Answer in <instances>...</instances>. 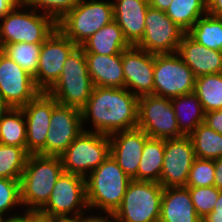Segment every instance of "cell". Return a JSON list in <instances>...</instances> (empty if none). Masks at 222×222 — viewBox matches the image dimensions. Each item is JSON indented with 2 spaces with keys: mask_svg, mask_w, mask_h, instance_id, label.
Instances as JSON below:
<instances>
[{
  "mask_svg": "<svg viewBox=\"0 0 222 222\" xmlns=\"http://www.w3.org/2000/svg\"><path fill=\"white\" fill-rule=\"evenodd\" d=\"M81 112L84 123L91 118L96 133L110 135L134 129L138 124V97L125 87L94 86Z\"/></svg>",
  "mask_w": 222,
  "mask_h": 222,
  "instance_id": "1",
  "label": "cell"
},
{
  "mask_svg": "<svg viewBox=\"0 0 222 222\" xmlns=\"http://www.w3.org/2000/svg\"><path fill=\"white\" fill-rule=\"evenodd\" d=\"M89 177H86V200L89 209L99 208L114 213L121 205L132 180L109 155Z\"/></svg>",
  "mask_w": 222,
  "mask_h": 222,
  "instance_id": "2",
  "label": "cell"
},
{
  "mask_svg": "<svg viewBox=\"0 0 222 222\" xmlns=\"http://www.w3.org/2000/svg\"><path fill=\"white\" fill-rule=\"evenodd\" d=\"M63 171L61 157L29 154L20 179L22 205L41 209Z\"/></svg>",
  "mask_w": 222,
  "mask_h": 222,
  "instance_id": "3",
  "label": "cell"
},
{
  "mask_svg": "<svg viewBox=\"0 0 222 222\" xmlns=\"http://www.w3.org/2000/svg\"><path fill=\"white\" fill-rule=\"evenodd\" d=\"M93 88L85 52L81 46H77L64 62L58 80L46 92L58 103L81 110L87 104Z\"/></svg>",
  "mask_w": 222,
  "mask_h": 222,
  "instance_id": "4",
  "label": "cell"
},
{
  "mask_svg": "<svg viewBox=\"0 0 222 222\" xmlns=\"http://www.w3.org/2000/svg\"><path fill=\"white\" fill-rule=\"evenodd\" d=\"M27 8L21 1L1 19L0 49L4 45L21 42L42 44L56 30L57 22L51 16L38 14L34 8L27 12Z\"/></svg>",
  "mask_w": 222,
  "mask_h": 222,
  "instance_id": "5",
  "label": "cell"
},
{
  "mask_svg": "<svg viewBox=\"0 0 222 222\" xmlns=\"http://www.w3.org/2000/svg\"><path fill=\"white\" fill-rule=\"evenodd\" d=\"M113 20L112 2L82 0L57 22V28L74 44L81 46Z\"/></svg>",
  "mask_w": 222,
  "mask_h": 222,
  "instance_id": "6",
  "label": "cell"
},
{
  "mask_svg": "<svg viewBox=\"0 0 222 222\" xmlns=\"http://www.w3.org/2000/svg\"><path fill=\"white\" fill-rule=\"evenodd\" d=\"M163 191L159 182L132 179L113 213L114 221L159 222Z\"/></svg>",
  "mask_w": 222,
  "mask_h": 222,
  "instance_id": "7",
  "label": "cell"
},
{
  "mask_svg": "<svg viewBox=\"0 0 222 222\" xmlns=\"http://www.w3.org/2000/svg\"><path fill=\"white\" fill-rule=\"evenodd\" d=\"M109 155V135L88 129L82 131L60 157L65 172L86 178Z\"/></svg>",
  "mask_w": 222,
  "mask_h": 222,
  "instance_id": "8",
  "label": "cell"
},
{
  "mask_svg": "<svg viewBox=\"0 0 222 222\" xmlns=\"http://www.w3.org/2000/svg\"><path fill=\"white\" fill-rule=\"evenodd\" d=\"M196 77L179 54H154L153 95L174 98L194 92Z\"/></svg>",
  "mask_w": 222,
  "mask_h": 222,
  "instance_id": "9",
  "label": "cell"
},
{
  "mask_svg": "<svg viewBox=\"0 0 222 222\" xmlns=\"http://www.w3.org/2000/svg\"><path fill=\"white\" fill-rule=\"evenodd\" d=\"M149 137L173 139L184 136L178 129L170 98L146 95L138 98V124Z\"/></svg>",
  "mask_w": 222,
  "mask_h": 222,
  "instance_id": "10",
  "label": "cell"
},
{
  "mask_svg": "<svg viewBox=\"0 0 222 222\" xmlns=\"http://www.w3.org/2000/svg\"><path fill=\"white\" fill-rule=\"evenodd\" d=\"M186 33L165 11L149 7L144 35L135 46L152 54L175 53Z\"/></svg>",
  "mask_w": 222,
  "mask_h": 222,
  "instance_id": "11",
  "label": "cell"
},
{
  "mask_svg": "<svg viewBox=\"0 0 222 222\" xmlns=\"http://www.w3.org/2000/svg\"><path fill=\"white\" fill-rule=\"evenodd\" d=\"M40 92L33 75L0 49V98L11 108H22Z\"/></svg>",
  "mask_w": 222,
  "mask_h": 222,
  "instance_id": "12",
  "label": "cell"
},
{
  "mask_svg": "<svg viewBox=\"0 0 222 222\" xmlns=\"http://www.w3.org/2000/svg\"><path fill=\"white\" fill-rule=\"evenodd\" d=\"M76 47L58 28L42 43L37 71L33 76L40 91H47L58 80L64 62Z\"/></svg>",
  "mask_w": 222,
  "mask_h": 222,
  "instance_id": "13",
  "label": "cell"
},
{
  "mask_svg": "<svg viewBox=\"0 0 222 222\" xmlns=\"http://www.w3.org/2000/svg\"><path fill=\"white\" fill-rule=\"evenodd\" d=\"M89 208L86 200V179L63 171L57 179L48 202L40 209L54 215L84 214Z\"/></svg>",
  "mask_w": 222,
  "mask_h": 222,
  "instance_id": "14",
  "label": "cell"
},
{
  "mask_svg": "<svg viewBox=\"0 0 222 222\" xmlns=\"http://www.w3.org/2000/svg\"><path fill=\"white\" fill-rule=\"evenodd\" d=\"M83 125L80 109L57 103L52 110L50 127L46 136L45 156L60 157L84 131Z\"/></svg>",
  "mask_w": 222,
  "mask_h": 222,
  "instance_id": "15",
  "label": "cell"
},
{
  "mask_svg": "<svg viewBox=\"0 0 222 222\" xmlns=\"http://www.w3.org/2000/svg\"><path fill=\"white\" fill-rule=\"evenodd\" d=\"M57 103L53 96L41 91L21 108L26 120V150L29 154L45 155L51 114Z\"/></svg>",
  "mask_w": 222,
  "mask_h": 222,
  "instance_id": "16",
  "label": "cell"
},
{
  "mask_svg": "<svg viewBox=\"0 0 222 222\" xmlns=\"http://www.w3.org/2000/svg\"><path fill=\"white\" fill-rule=\"evenodd\" d=\"M196 159L189 136L165 139L160 184L163 188L186 187L188 174Z\"/></svg>",
  "mask_w": 222,
  "mask_h": 222,
  "instance_id": "17",
  "label": "cell"
},
{
  "mask_svg": "<svg viewBox=\"0 0 222 222\" xmlns=\"http://www.w3.org/2000/svg\"><path fill=\"white\" fill-rule=\"evenodd\" d=\"M122 65L125 88L138 98L153 95L154 54L131 45L122 52Z\"/></svg>",
  "mask_w": 222,
  "mask_h": 222,
  "instance_id": "18",
  "label": "cell"
},
{
  "mask_svg": "<svg viewBox=\"0 0 222 222\" xmlns=\"http://www.w3.org/2000/svg\"><path fill=\"white\" fill-rule=\"evenodd\" d=\"M148 138L149 136L139 128L109 135L110 155L131 179L137 180L142 151Z\"/></svg>",
  "mask_w": 222,
  "mask_h": 222,
  "instance_id": "19",
  "label": "cell"
},
{
  "mask_svg": "<svg viewBox=\"0 0 222 222\" xmlns=\"http://www.w3.org/2000/svg\"><path fill=\"white\" fill-rule=\"evenodd\" d=\"M114 21L122 29L128 43L135 46L145 32V17L149 0H116L113 1Z\"/></svg>",
  "mask_w": 222,
  "mask_h": 222,
  "instance_id": "20",
  "label": "cell"
},
{
  "mask_svg": "<svg viewBox=\"0 0 222 222\" xmlns=\"http://www.w3.org/2000/svg\"><path fill=\"white\" fill-rule=\"evenodd\" d=\"M177 53L190 67L195 77L222 73V51L208 49L193 40L187 33L179 43Z\"/></svg>",
  "mask_w": 222,
  "mask_h": 222,
  "instance_id": "21",
  "label": "cell"
},
{
  "mask_svg": "<svg viewBox=\"0 0 222 222\" xmlns=\"http://www.w3.org/2000/svg\"><path fill=\"white\" fill-rule=\"evenodd\" d=\"M85 57L94 86L125 87L122 53L116 55L85 53Z\"/></svg>",
  "mask_w": 222,
  "mask_h": 222,
  "instance_id": "22",
  "label": "cell"
},
{
  "mask_svg": "<svg viewBox=\"0 0 222 222\" xmlns=\"http://www.w3.org/2000/svg\"><path fill=\"white\" fill-rule=\"evenodd\" d=\"M159 222H202L187 187L164 188Z\"/></svg>",
  "mask_w": 222,
  "mask_h": 222,
  "instance_id": "23",
  "label": "cell"
},
{
  "mask_svg": "<svg viewBox=\"0 0 222 222\" xmlns=\"http://www.w3.org/2000/svg\"><path fill=\"white\" fill-rule=\"evenodd\" d=\"M130 46L122 29L114 20L94 33L81 45L85 53L101 55L120 54Z\"/></svg>",
  "mask_w": 222,
  "mask_h": 222,
  "instance_id": "24",
  "label": "cell"
},
{
  "mask_svg": "<svg viewBox=\"0 0 222 222\" xmlns=\"http://www.w3.org/2000/svg\"><path fill=\"white\" fill-rule=\"evenodd\" d=\"M171 102L174 107L178 129L184 136H189L199 124L204 123L205 112L194 92L171 98Z\"/></svg>",
  "mask_w": 222,
  "mask_h": 222,
  "instance_id": "25",
  "label": "cell"
},
{
  "mask_svg": "<svg viewBox=\"0 0 222 222\" xmlns=\"http://www.w3.org/2000/svg\"><path fill=\"white\" fill-rule=\"evenodd\" d=\"M165 150V139L149 137L144 144L137 171V180L160 182Z\"/></svg>",
  "mask_w": 222,
  "mask_h": 222,
  "instance_id": "26",
  "label": "cell"
},
{
  "mask_svg": "<svg viewBox=\"0 0 222 222\" xmlns=\"http://www.w3.org/2000/svg\"><path fill=\"white\" fill-rule=\"evenodd\" d=\"M187 34L208 49L222 51V18L206 14L187 31Z\"/></svg>",
  "mask_w": 222,
  "mask_h": 222,
  "instance_id": "27",
  "label": "cell"
},
{
  "mask_svg": "<svg viewBox=\"0 0 222 222\" xmlns=\"http://www.w3.org/2000/svg\"><path fill=\"white\" fill-rule=\"evenodd\" d=\"M189 137L197 158L210 160L222 158V134L206 123L199 124Z\"/></svg>",
  "mask_w": 222,
  "mask_h": 222,
  "instance_id": "28",
  "label": "cell"
},
{
  "mask_svg": "<svg viewBox=\"0 0 222 222\" xmlns=\"http://www.w3.org/2000/svg\"><path fill=\"white\" fill-rule=\"evenodd\" d=\"M165 13L187 32L200 17L208 13L207 0H173Z\"/></svg>",
  "mask_w": 222,
  "mask_h": 222,
  "instance_id": "29",
  "label": "cell"
},
{
  "mask_svg": "<svg viewBox=\"0 0 222 222\" xmlns=\"http://www.w3.org/2000/svg\"><path fill=\"white\" fill-rule=\"evenodd\" d=\"M0 143L26 148V120L21 108H10L0 120Z\"/></svg>",
  "mask_w": 222,
  "mask_h": 222,
  "instance_id": "30",
  "label": "cell"
},
{
  "mask_svg": "<svg viewBox=\"0 0 222 222\" xmlns=\"http://www.w3.org/2000/svg\"><path fill=\"white\" fill-rule=\"evenodd\" d=\"M194 93L205 113L222 109V73L197 77Z\"/></svg>",
  "mask_w": 222,
  "mask_h": 222,
  "instance_id": "31",
  "label": "cell"
},
{
  "mask_svg": "<svg viewBox=\"0 0 222 222\" xmlns=\"http://www.w3.org/2000/svg\"><path fill=\"white\" fill-rule=\"evenodd\" d=\"M28 156L26 148L0 143V177L20 180Z\"/></svg>",
  "mask_w": 222,
  "mask_h": 222,
  "instance_id": "32",
  "label": "cell"
},
{
  "mask_svg": "<svg viewBox=\"0 0 222 222\" xmlns=\"http://www.w3.org/2000/svg\"><path fill=\"white\" fill-rule=\"evenodd\" d=\"M42 44L13 43L4 45L1 50L31 75H35Z\"/></svg>",
  "mask_w": 222,
  "mask_h": 222,
  "instance_id": "33",
  "label": "cell"
},
{
  "mask_svg": "<svg viewBox=\"0 0 222 222\" xmlns=\"http://www.w3.org/2000/svg\"><path fill=\"white\" fill-rule=\"evenodd\" d=\"M215 183V160L197 158L191 166L186 187H209Z\"/></svg>",
  "mask_w": 222,
  "mask_h": 222,
  "instance_id": "34",
  "label": "cell"
},
{
  "mask_svg": "<svg viewBox=\"0 0 222 222\" xmlns=\"http://www.w3.org/2000/svg\"><path fill=\"white\" fill-rule=\"evenodd\" d=\"M187 188L197 215L202 219L211 213L218 200L220 190L216 186Z\"/></svg>",
  "mask_w": 222,
  "mask_h": 222,
  "instance_id": "35",
  "label": "cell"
},
{
  "mask_svg": "<svg viewBox=\"0 0 222 222\" xmlns=\"http://www.w3.org/2000/svg\"><path fill=\"white\" fill-rule=\"evenodd\" d=\"M27 6L41 9L43 14L51 16L58 22L82 0H22Z\"/></svg>",
  "mask_w": 222,
  "mask_h": 222,
  "instance_id": "36",
  "label": "cell"
},
{
  "mask_svg": "<svg viewBox=\"0 0 222 222\" xmlns=\"http://www.w3.org/2000/svg\"><path fill=\"white\" fill-rule=\"evenodd\" d=\"M18 205H22L20 180L0 177V218H4L3 214Z\"/></svg>",
  "mask_w": 222,
  "mask_h": 222,
  "instance_id": "37",
  "label": "cell"
},
{
  "mask_svg": "<svg viewBox=\"0 0 222 222\" xmlns=\"http://www.w3.org/2000/svg\"><path fill=\"white\" fill-rule=\"evenodd\" d=\"M23 215H17L21 222H52V216L40 209H27Z\"/></svg>",
  "mask_w": 222,
  "mask_h": 222,
  "instance_id": "38",
  "label": "cell"
},
{
  "mask_svg": "<svg viewBox=\"0 0 222 222\" xmlns=\"http://www.w3.org/2000/svg\"><path fill=\"white\" fill-rule=\"evenodd\" d=\"M204 123L216 132L222 134V109L206 112Z\"/></svg>",
  "mask_w": 222,
  "mask_h": 222,
  "instance_id": "39",
  "label": "cell"
},
{
  "mask_svg": "<svg viewBox=\"0 0 222 222\" xmlns=\"http://www.w3.org/2000/svg\"><path fill=\"white\" fill-rule=\"evenodd\" d=\"M22 0H0V21Z\"/></svg>",
  "mask_w": 222,
  "mask_h": 222,
  "instance_id": "40",
  "label": "cell"
},
{
  "mask_svg": "<svg viewBox=\"0 0 222 222\" xmlns=\"http://www.w3.org/2000/svg\"><path fill=\"white\" fill-rule=\"evenodd\" d=\"M207 12L222 18V0H207Z\"/></svg>",
  "mask_w": 222,
  "mask_h": 222,
  "instance_id": "41",
  "label": "cell"
},
{
  "mask_svg": "<svg viewBox=\"0 0 222 222\" xmlns=\"http://www.w3.org/2000/svg\"><path fill=\"white\" fill-rule=\"evenodd\" d=\"M85 214H71L68 215H54L52 216V222H83V216Z\"/></svg>",
  "mask_w": 222,
  "mask_h": 222,
  "instance_id": "42",
  "label": "cell"
},
{
  "mask_svg": "<svg viewBox=\"0 0 222 222\" xmlns=\"http://www.w3.org/2000/svg\"><path fill=\"white\" fill-rule=\"evenodd\" d=\"M220 191H222V158L215 159V183Z\"/></svg>",
  "mask_w": 222,
  "mask_h": 222,
  "instance_id": "43",
  "label": "cell"
},
{
  "mask_svg": "<svg viewBox=\"0 0 222 222\" xmlns=\"http://www.w3.org/2000/svg\"><path fill=\"white\" fill-rule=\"evenodd\" d=\"M111 219H108V218ZM112 220H115L114 216L112 213H107L106 217L103 216H98V215H88V217L83 216V222H114Z\"/></svg>",
  "mask_w": 222,
  "mask_h": 222,
  "instance_id": "44",
  "label": "cell"
},
{
  "mask_svg": "<svg viewBox=\"0 0 222 222\" xmlns=\"http://www.w3.org/2000/svg\"><path fill=\"white\" fill-rule=\"evenodd\" d=\"M173 0H149V5L152 8L166 11Z\"/></svg>",
  "mask_w": 222,
  "mask_h": 222,
  "instance_id": "45",
  "label": "cell"
},
{
  "mask_svg": "<svg viewBox=\"0 0 222 222\" xmlns=\"http://www.w3.org/2000/svg\"><path fill=\"white\" fill-rule=\"evenodd\" d=\"M212 212H215V216H222V191L219 193L218 200L216 201Z\"/></svg>",
  "mask_w": 222,
  "mask_h": 222,
  "instance_id": "46",
  "label": "cell"
},
{
  "mask_svg": "<svg viewBox=\"0 0 222 222\" xmlns=\"http://www.w3.org/2000/svg\"><path fill=\"white\" fill-rule=\"evenodd\" d=\"M202 222H222V216H215V212H211L202 218Z\"/></svg>",
  "mask_w": 222,
  "mask_h": 222,
  "instance_id": "47",
  "label": "cell"
},
{
  "mask_svg": "<svg viewBox=\"0 0 222 222\" xmlns=\"http://www.w3.org/2000/svg\"><path fill=\"white\" fill-rule=\"evenodd\" d=\"M9 107L1 98H0V120L3 118V116L7 113V111L10 109Z\"/></svg>",
  "mask_w": 222,
  "mask_h": 222,
  "instance_id": "48",
  "label": "cell"
},
{
  "mask_svg": "<svg viewBox=\"0 0 222 222\" xmlns=\"http://www.w3.org/2000/svg\"><path fill=\"white\" fill-rule=\"evenodd\" d=\"M6 222H21L16 215H12L10 216V218L8 217L7 218V221Z\"/></svg>",
  "mask_w": 222,
  "mask_h": 222,
  "instance_id": "49",
  "label": "cell"
},
{
  "mask_svg": "<svg viewBox=\"0 0 222 222\" xmlns=\"http://www.w3.org/2000/svg\"><path fill=\"white\" fill-rule=\"evenodd\" d=\"M7 221V219L5 218H0V222H6Z\"/></svg>",
  "mask_w": 222,
  "mask_h": 222,
  "instance_id": "50",
  "label": "cell"
}]
</instances>
